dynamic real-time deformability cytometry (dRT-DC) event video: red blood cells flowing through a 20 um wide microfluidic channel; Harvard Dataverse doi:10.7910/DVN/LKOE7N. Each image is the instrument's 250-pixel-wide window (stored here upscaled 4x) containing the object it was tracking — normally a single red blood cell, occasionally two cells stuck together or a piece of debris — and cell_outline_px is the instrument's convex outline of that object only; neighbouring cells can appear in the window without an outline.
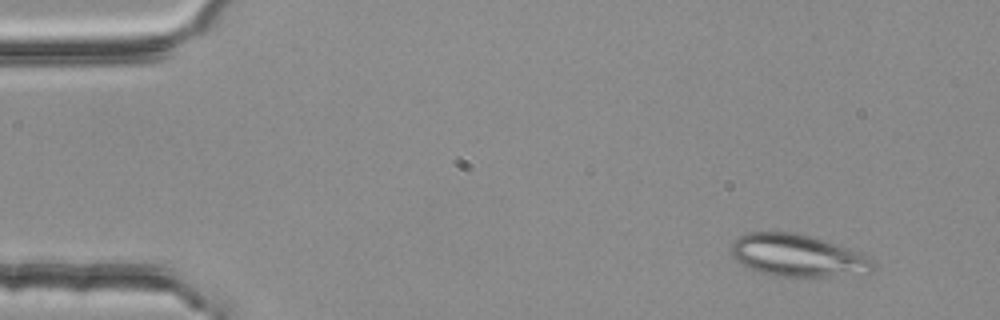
{"species": "common noctule bat (a hibernating species)", "species_latin": "Nyctalus noctula", "temperature_condition": "room temperature", "stored_images_in_passage": 5, "camera_frame_rate_fps": 3000, "um_per_image_px": 0.085, "animal": {"sex": "female", "body_mass_g": 25.1}, "frame": {"image": 1, "passage_image": 2, "time_ms": 0.333, "image_size_px": [1000, 320], "cell_outline_px": [[872, 272], [868, 276], [776, 276], [752, 268], [736, 260], [732, 256], [728, 248], [740, 236], [748, 232], [796, 232], [812, 236], [872, 256]], "centroid_in_image_um": [67.88, 21.72], "position_along_channel_um": 17.1, "area_um2": 35.14}}